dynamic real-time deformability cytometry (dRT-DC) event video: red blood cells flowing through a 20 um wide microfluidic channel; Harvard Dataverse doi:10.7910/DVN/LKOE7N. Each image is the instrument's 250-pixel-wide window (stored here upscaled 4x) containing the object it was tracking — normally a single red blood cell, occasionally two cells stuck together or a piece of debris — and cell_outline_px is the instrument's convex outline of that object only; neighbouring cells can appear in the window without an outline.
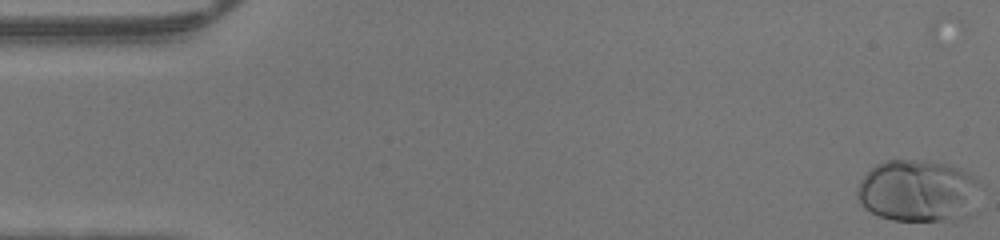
{"species": "human", "species_latin": "Homo sapiens", "temperature_condition": "warm", "stored_images_in_passage": 48, "camera_frame_rate_fps": 3000, "um_per_image_px": 0.085, "donor": {"sex": "male"}, "frame": {"image": 1, "passage_image": 1, "time_ms": 0.0, "image_size_px": [1000, 240], "cell_outline_px": [[976, 212], [972, 216], [952, 220], [892, 220], [880, 216], [864, 208], [860, 204], [856, 196], [856, 188], [860, 180], [876, 164], [884, 160], [924, 160], [944, 164], [960, 168], [972, 176], [976, 180]], "centroid_in_image_um": [78.01, 16.24], "position_along_channel_um": 7.0, "area_um2": 44.74}}
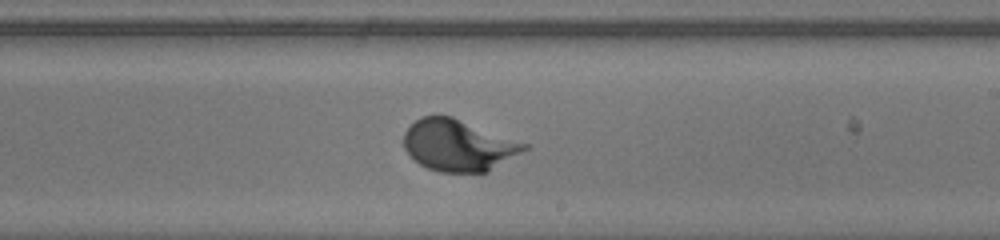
{"frame": {"image": 2, "passage_image": 28, "time_ms": 9.0, "image_size_px": [1000, 240], "cell_outline_px": [[528, 148], [488, 172], [440, 172], [428, 168], [420, 164], [404, 148], [404, 132], [420, 116], [452, 116], [528, 144]], "centroid_in_image_um": [38.95, 12.35], "position_along_channel_um": 250.0, "area_um2": 35.72}}
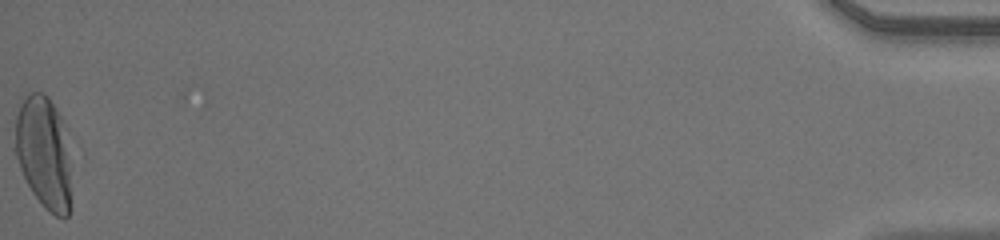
{"frame": {"image": 3, "passage_image": 48, "time_ms": 15.667, "image_size_px": [1000, 240], "cell_outline_px": [[72, 208], [68, 216], [64, 220], [48, 212], [44, 208], [32, 192], [20, 168], [12, 148], [16, 116], [20, 104], [24, 96], [28, 92], [44, 92], [48, 96], [60, 116], [68, 168]], "centroid_in_image_um": [3.65, 13.01], "position_along_channel_um": 431.5, "area_um2": 36.76}}